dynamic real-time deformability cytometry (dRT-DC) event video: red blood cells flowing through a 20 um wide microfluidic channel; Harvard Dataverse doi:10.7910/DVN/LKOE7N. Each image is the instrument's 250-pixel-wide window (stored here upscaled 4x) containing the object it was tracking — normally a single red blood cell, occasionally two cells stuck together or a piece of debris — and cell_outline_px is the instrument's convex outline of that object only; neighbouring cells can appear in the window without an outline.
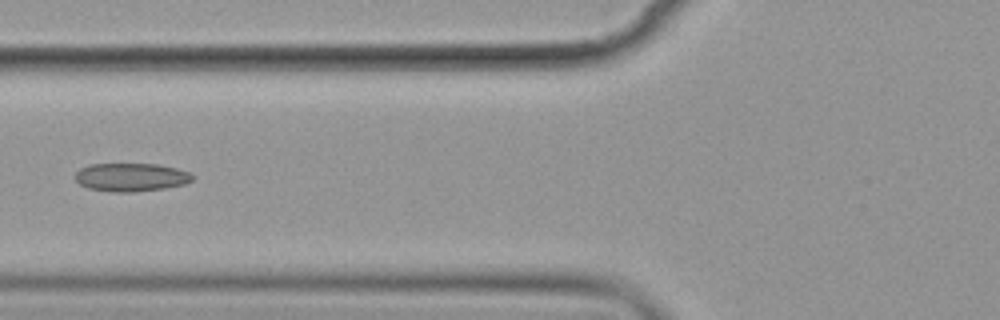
{"species": "common noctule bat (a hibernating species)", "species_latin": "Nyctalus noctula", "temperature_condition": "cold", "stored_images_in_passage": 3, "camera_frame_rate_fps": 3000, "um_per_image_px": 0.085, "animal": {"sex": "female", "body_mass_g": 19.9}, "frame": {"image": 1, "passage_image": 3, "time_ms": 2.333, "image_size_px": [1000, 320], "cell_outline_px": [[196, 176], [192, 180], [184, 184], [164, 188], [132, 192], [112, 192], [88, 188], [80, 184], [72, 176], [80, 168], [88, 164], [156, 164], [176, 168], [188, 172]], "centroid_in_image_um": [11.1, 15.06], "position_along_channel_um": 114.7, "area_um2": 19.42}}